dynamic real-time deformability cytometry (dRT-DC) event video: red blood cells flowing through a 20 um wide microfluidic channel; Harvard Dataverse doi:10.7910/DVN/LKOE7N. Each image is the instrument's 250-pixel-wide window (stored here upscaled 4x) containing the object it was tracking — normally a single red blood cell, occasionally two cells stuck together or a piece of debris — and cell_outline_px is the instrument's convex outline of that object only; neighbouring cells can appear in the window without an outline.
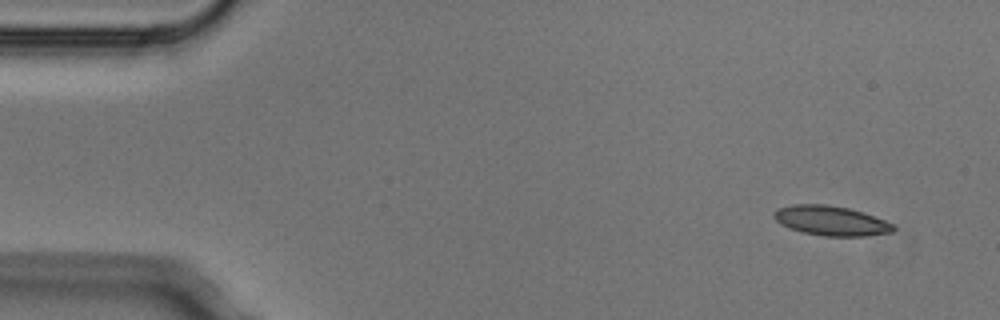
{"species": "Egyptian fruit bat (a non-hibernating species)", "species_latin": "Rousettus aegyptiacus", "temperature_condition": "cold", "stored_images_in_passage": 4, "camera_frame_rate_fps": 3000, "um_per_image_px": 0.085, "animal": {"sex": "male"}, "frame": {"image": 1, "passage_image": 1, "time_ms": 0.0, "image_size_px": [1000, 320], "cell_outline_px": [[896, 228], [892, 232], [864, 236], [824, 236], [804, 232], [780, 224], [772, 216], [772, 212], [776, 208], [792, 204], [824, 204], [848, 208], [884, 220], [892, 224]], "centroid_in_image_um": [70.58, 18.75], "position_along_channel_um": 14.4, "area_um2": 20.46}}
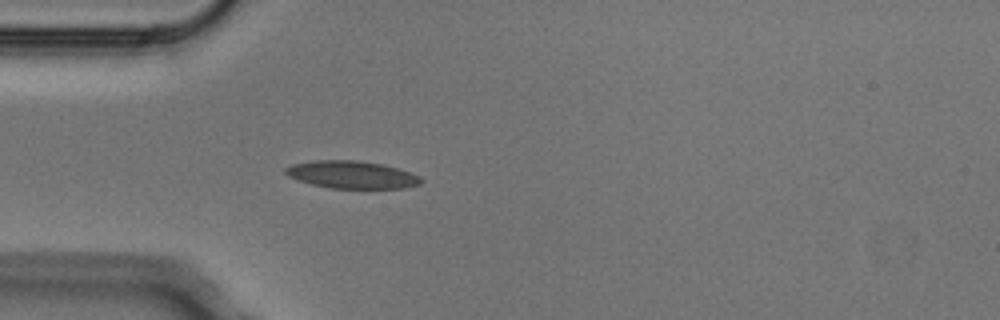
{"frame": {"image": 2, "passage_image": 4, "time_ms": 1.0, "image_size_px": [1000, 320], "cell_outline_px": [[424, 180], [420, 184], [404, 188], [332, 188], [312, 184], [288, 176], [284, 172], [284, 168], [292, 164], [312, 160], [360, 160], [384, 164], [420, 176]], "centroid_in_image_um": [29.9, 14.84], "position_along_channel_um": 55.1, "area_um2": 21.73}}